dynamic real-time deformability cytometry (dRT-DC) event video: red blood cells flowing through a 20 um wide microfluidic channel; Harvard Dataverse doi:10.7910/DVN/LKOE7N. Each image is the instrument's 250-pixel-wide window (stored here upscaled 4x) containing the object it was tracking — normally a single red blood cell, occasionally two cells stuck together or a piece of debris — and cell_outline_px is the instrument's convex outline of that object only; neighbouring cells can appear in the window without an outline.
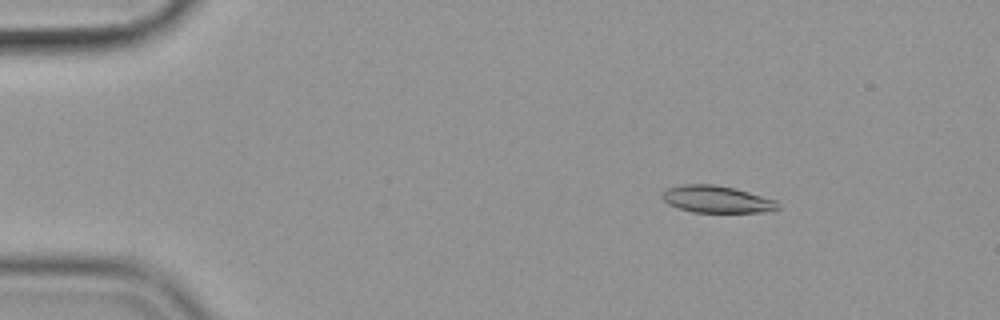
{"species": "common noctule bat (a hibernating species)", "species_latin": "Nyctalus noctula", "temperature_condition": "cold", "stored_images_in_passage": 57, "camera_frame_rate_fps": 3000, "um_per_image_px": 0.085, "animal": {"sex": "female", "body_mass_g": 19.9}, "frame": {"image": 1, "passage_image": 9, "time_ms": 2.667, "image_size_px": [1000, 320], "cell_outline_px": [[780, 208], [760, 212], [692, 212], [668, 204], [660, 196], [660, 192], [668, 188], [684, 184], [712, 184], [736, 188], [776, 200], [780, 204]], "centroid_in_image_um": [60.9, 16.93], "position_along_channel_um": 24.1, "area_um2": 18.26}}
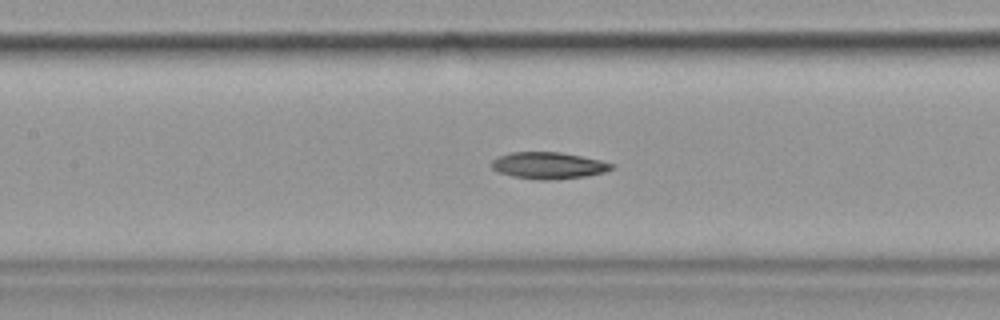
{"frame": {"image": 2, "passage_image": 27, "time_ms": 8.667, "image_size_px": [1000, 320], "cell_outline_px": [[612, 168], [604, 172], [584, 176], [552, 180], [540, 180], [512, 176], [496, 172], [492, 168], [492, 160], [500, 156], [512, 152], [560, 152], [600, 160], [612, 164]], "centroid_in_image_um": [46.57, 14.07], "position_along_channel_um": 160.8, "area_um2": 18.44}}
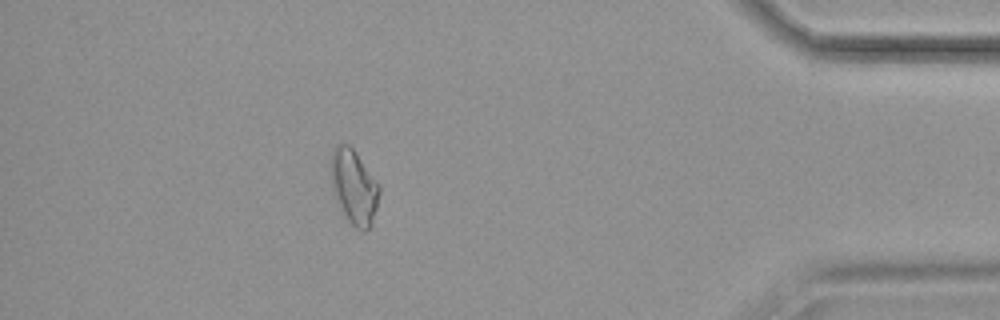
{"frame": {"image": 3, "passage_image": 51, "time_ms": 16.667, "image_size_px": [1000, 320], "cell_outline_px": [[380, 192], [372, 224], [364, 232], [356, 228], [344, 216], [332, 184], [332, 148], [336, 144], [348, 144], [352, 148], [380, 184]], "centroid_in_image_um": [30.12, 15.89], "position_along_channel_um": 405.1, "area_um2": 20.58}, "authors_computed_cell_mechanics": {"area_um2": 18.5538, "velocity_mm_per_s": 3.5886, "shape_relaxation_time_tau1_ms": 8.5815, "shape_relaxation_time_tau2_ms": null, "deformation_change_tau1": 0.1933, "deformation_change_tau2": null}}